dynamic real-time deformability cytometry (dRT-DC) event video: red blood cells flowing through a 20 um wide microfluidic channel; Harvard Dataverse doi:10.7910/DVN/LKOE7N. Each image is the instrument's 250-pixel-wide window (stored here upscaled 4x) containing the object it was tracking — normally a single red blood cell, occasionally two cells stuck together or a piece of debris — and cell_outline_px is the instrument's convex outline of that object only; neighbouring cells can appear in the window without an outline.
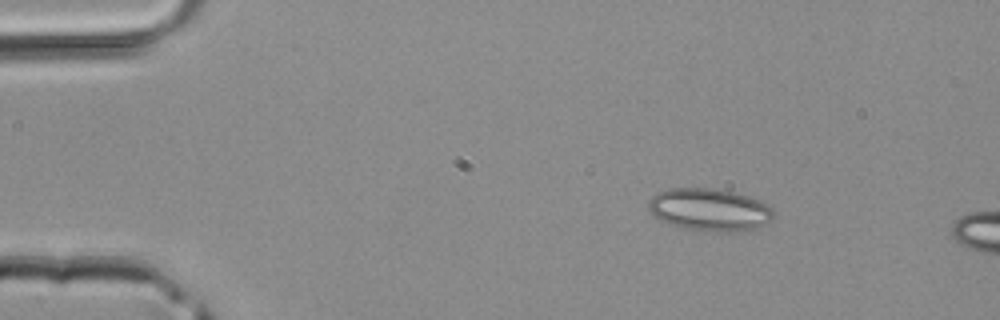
{"species": "common noctule bat (a hibernating species)", "species_latin": "Nyctalus noctula", "temperature_condition": "room temperature", "stored_images_in_passage": 6, "camera_frame_rate_fps": 3000, "um_per_image_px": 0.085, "animal": {"sex": "male", "body_mass_g": 20.4}, "frame": {"image": 1, "passage_image": 1, "time_ms": 0.0, "image_size_px": [1000, 320], "cell_outline_px": [[772, 220], [768, 224], [756, 228], [740, 232], [712, 232], [680, 228], [668, 224], [660, 220], [648, 208], [648, 200], [656, 192], [668, 188], [716, 188], [736, 192], [760, 200], [772, 208]], "centroid_in_image_um": [60.31, 17.83], "position_along_channel_um": 24.7, "area_um2": 31.56}}